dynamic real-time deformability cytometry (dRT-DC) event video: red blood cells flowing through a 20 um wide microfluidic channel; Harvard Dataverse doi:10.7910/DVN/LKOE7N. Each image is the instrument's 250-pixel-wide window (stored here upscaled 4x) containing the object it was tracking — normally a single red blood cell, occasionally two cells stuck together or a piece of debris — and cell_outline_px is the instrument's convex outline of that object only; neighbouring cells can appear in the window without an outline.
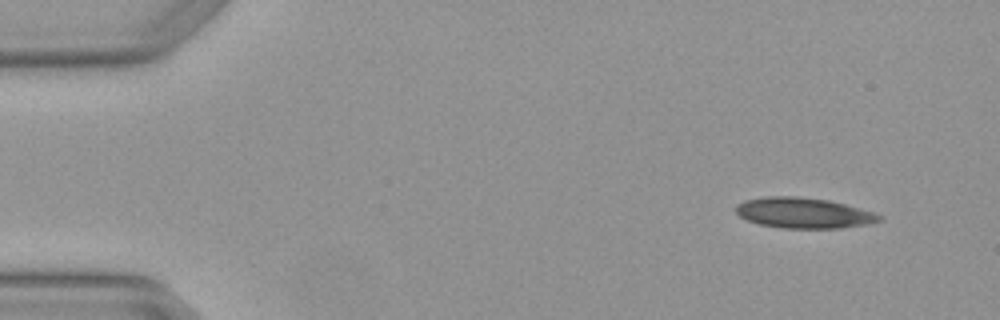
{"species": "Egyptian fruit bat (a non-hibernating species)", "species_latin": "Rousettus aegyptiacus", "temperature_condition": "warm", "stored_images_in_passage": 3, "camera_frame_rate_fps": 3000, "um_per_image_px": 0.085, "animal": {"sex": "female"}, "frame": {"image": 1, "passage_image": 1, "time_ms": 0.0, "image_size_px": [1000, 320], "cell_outline_px": [[884, 216], [880, 220], [868, 224], [840, 228], [784, 228], [760, 224], [748, 220], [740, 216], [736, 212], [736, 204], [744, 200], [764, 196], [796, 196], [828, 200], [844, 204], [872, 212]], "centroid_in_image_um": [68.28, 18.09], "position_along_channel_um": 16.7, "area_um2": 25.37}}
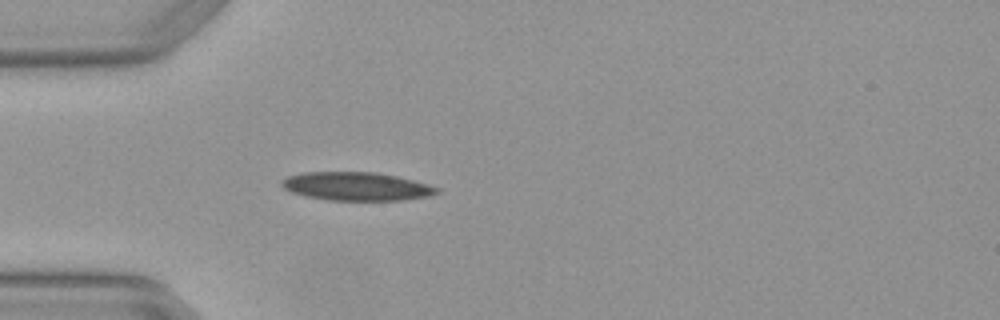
{"frame": {"image": 2, "passage_image": 3, "time_ms": 0.667, "image_size_px": [1000, 320], "cell_outline_px": [[440, 192], [432, 196], [400, 200], [328, 200], [304, 196], [292, 192], [284, 188], [280, 184], [280, 180], [288, 176], [304, 172], [376, 172], [396, 176], [428, 184], [440, 188]], "centroid_in_image_um": [30.3, 15.84], "position_along_channel_um": 54.7, "area_um2": 25.78}}